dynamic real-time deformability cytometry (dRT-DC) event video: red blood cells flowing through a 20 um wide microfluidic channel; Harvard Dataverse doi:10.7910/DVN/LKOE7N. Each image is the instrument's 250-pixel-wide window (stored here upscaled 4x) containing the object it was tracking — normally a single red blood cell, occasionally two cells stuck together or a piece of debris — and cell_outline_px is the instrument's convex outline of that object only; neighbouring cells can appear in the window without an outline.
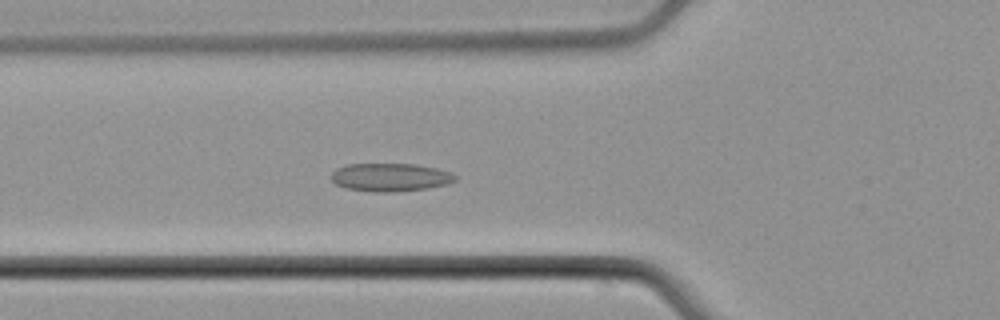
{"species": "common noctule bat (a hibernating species)", "species_latin": "Nyctalus noctula", "temperature_condition": "cold", "stored_images_in_passage": 56, "camera_frame_rate_fps": 3000, "um_per_image_px": 0.085, "animal": {"sex": "male", "body_mass_g": 21.5, "forearm_length_mm": 52.0}, "frame": {"image": 1, "passage_image": 21, "time_ms": 6.667, "image_size_px": [1000, 320], "cell_outline_px": [[456, 180], [448, 184], [428, 188], [392, 192], [372, 192], [344, 188], [336, 184], [332, 180], [332, 172], [336, 168], [348, 164], [416, 164], [436, 168], [452, 172], [456, 176]], "centroid_in_image_um": [33.18, 15.07], "position_along_channel_um": 92.6, "area_um2": 20.46}}
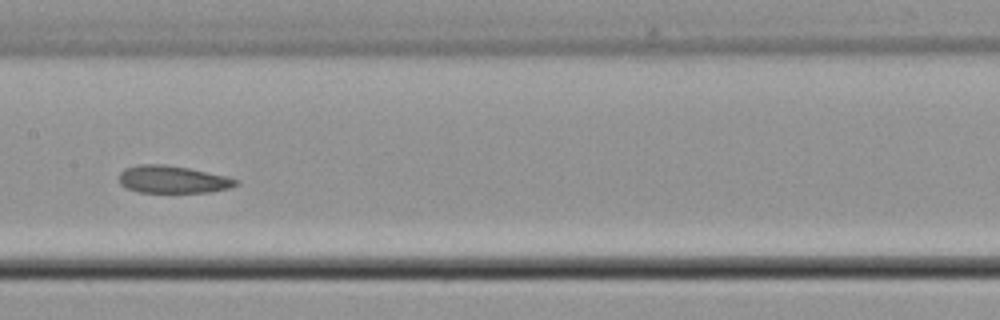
{"frame": {"image": 2, "passage_image": 29, "time_ms": 9.333, "image_size_px": [1000, 320], "cell_outline_px": [[240, 184], [228, 188], [208, 192], [140, 192], [128, 188], [120, 184], [120, 172], [124, 168], [140, 164], [164, 164], [188, 168], [228, 176], [240, 180]], "centroid_in_image_um": [14.71, 15.24], "position_along_channel_um": 192.7, "area_um2": 18.67}}
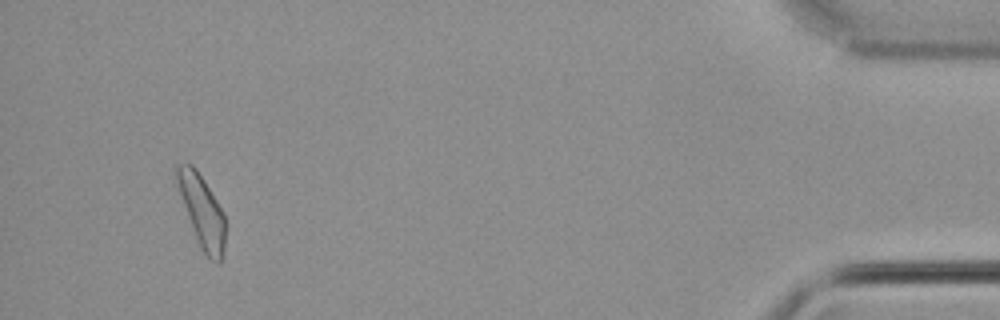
{"frame": {"image": 3, "passage_image": 53, "time_ms": 17.333, "image_size_px": [1000, 320], "cell_outline_px": [[228, 224], [224, 248], [220, 264], [216, 264], [200, 248], [192, 228], [176, 180], [176, 164], [192, 164], [196, 168], [204, 180], [224, 212]], "centroid_in_image_um": [17.23, 17.99], "position_along_channel_um": 418.0, "area_um2": 20.35}, "authors_computed_cell_mechanics": {"area_um2": 20.0855, "velocity_mm_per_s": 3.7567, "shape_relaxation_time_tau1_ms": 5.4775, "shape_relaxation_time_tau2_ms": 1.7142, "deformation_change_tau1": 0.0994, "deformation_change_tau2": 0.0791}}